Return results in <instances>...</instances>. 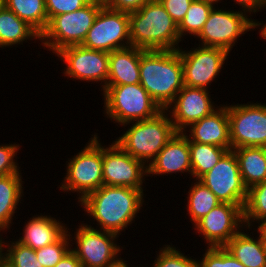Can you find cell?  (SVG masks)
I'll return each mask as SVG.
<instances>
[{
  "label": "cell",
  "instance_id": "1",
  "mask_svg": "<svg viewBox=\"0 0 266 267\" xmlns=\"http://www.w3.org/2000/svg\"><path fill=\"white\" fill-rule=\"evenodd\" d=\"M144 191L146 189L102 185L78 204L86 218L88 216L87 220L90 219L87 225L122 236L136 218H140L138 214L145 208L143 205L149 204L145 201Z\"/></svg>",
  "mask_w": 266,
  "mask_h": 267
},
{
  "label": "cell",
  "instance_id": "2",
  "mask_svg": "<svg viewBox=\"0 0 266 267\" xmlns=\"http://www.w3.org/2000/svg\"><path fill=\"white\" fill-rule=\"evenodd\" d=\"M140 84L165 110L184 86L178 50L140 49Z\"/></svg>",
  "mask_w": 266,
  "mask_h": 267
},
{
  "label": "cell",
  "instance_id": "3",
  "mask_svg": "<svg viewBox=\"0 0 266 267\" xmlns=\"http://www.w3.org/2000/svg\"><path fill=\"white\" fill-rule=\"evenodd\" d=\"M131 46L143 50H178L183 44L178 24L159 0L144 4L129 13Z\"/></svg>",
  "mask_w": 266,
  "mask_h": 267
},
{
  "label": "cell",
  "instance_id": "4",
  "mask_svg": "<svg viewBox=\"0 0 266 267\" xmlns=\"http://www.w3.org/2000/svg\"><path fill=\"white\" fill-rule=\"evenodd\" d=\"M121 127L124 131L113 141L146 166L177 132L165 110L154 118L126 123Z\"/></svg>",
  "mask_w": 266,
  "mask_h": 267
},
{
  "label": "cell",
  "instance_id": "5",
  "mask_svg": "<svg viewBox=\"0 0 266 267\" xmlns=\"http://www.w3.org/2000/svg\"><path fill=\"white\" fill-rule=\"evenodd\" d=\"M65 163V176L58 185L62 193H75L77 204L88 194L104 185L102 139L94 131L87 144L67 159Z\"/></svg>",
  "mask_w": 266,
  "mask_h": 267
},
{
  "label": "cell",
  "instance_id": "6",
  "mask_svg": "<svg viewBox=\"0 0 266 267\" xmlns=\"http://www.w3.org/2000/svg\"><path fill=\"white\" fill-rule=\"evenodd\" d=\"M101 95L103 116L118 128L126 123L154 118L163 110L140 83L105 86Z\"/></svg>",
  "mask_w": 266,
  "mask_h": 267
},
{
  "label": "cell",
  "instance_id": "7",
  "mask_svg": "<svg viewBox=\"0 0 266 267\" xmlns=\"http://www.w3.org/2000/svg\"><path fill=\"white\" fill-rule=\"evenodd\" d=\"M104 5L102 0H91L81 9L54 16L41 34L39 47L55 55L67 46L81 45Z\"/></svg>",
  "mask_w": 266,
  "mask_h": 267
},
{
  "label": "cell",
  "instance_id": "8",
  "mask_svg": "<svg viewBox=\"0 0 266 267\" xmlns=\"http://www.w3.org/2000/svg\"><path fill=\"white\" fill-rule=\"evenodd\" d=\"M80 222L76 227L67 228V232L71 250L76 254L82 267H107L123 254L122 250L126 247L120 245L121 241L117 242L120 240L119 235L90 227L83 223L85 221Z\"/></svg>",
  "mask_w": 266,
  "mask_h": 267
},
{
  "label": "cell",
  "instance_id": "9",
  "mask_svg": "<svg viewBox=\"0 0 266 267\" xmlns=\"http://www.w3.org/2000/svg\"><path fill=\"white\" fill-rule=\"evenodd\" d=\"M222 5L214 6L209 13L200 33L195 37L198 40L196 45L204 47H218L227 50L229 53L238 44L242 36L247 32H253V19L242 10H231Z\"/></svg>",
  "mask_w": 266,
  "mask_h": 267
},
{
  "label": "cell",
  "instance_id": "10",
  "mask_svg": "<svg viewBox=\"0 0 266 267\" xmlns=\"http://www.w3.org/2000/svg\"><path fill=\"white\" fill-rule=\"evenodd\" d=\"M189 48L190 46L178 48L183 66L184 85L211 90V84L220 79L222 70H225L224 66L228 65L230 53L223 48L196 46L195 43L193 48Z\"/></svg>",
  "mask_w": 266,
  "mask_h": 267
},
{
  "label": "cell",
  "instance_id": "11",
  "mask_svg": "<svg viewBox=\"0 0 266 267\" xmlns=\"http://www.w3.org/2000/svg\"><path fill=\"white\" fill-rule=\"evenodd\" d=\"M231 150L266 147V103L227 104Z\"/></svg>",
  "mask_w": 266,
  "mask_h": 267
},
{
  "label": "cell",
  "instance_id": "12",
  "mask_svg": "<svg viewBox=\"0 0 266 267\" xmlns=\"http://www.w3.org/2000/svg\"><path fill=\"white\" fill-rule=\"evenodd\" d=\"M55 56L65 64L60 70L64 77L75 82L99 83L100 92L104 90L109 74V53L73 45L62 48Z\"/></svg>",
  "mask_w": 266,
  "mask_h": 267
},
{
  "label": "cell",
  "instance_id": "13",
  "mask_svg": "<svg viewBox=\"0 0 266 267\" xmlns=\"http://www.w3.org/2000/svg\"><path fill=\"white\" fill-rule=\"evenodd\" d=\"M129 13L116 11L104 5L89 29L83 47L103 52L131 46Z\"/></svg>",
  "mask_w": 266,
  "mask_h": 267
},
{
  "label": "cell",
  "instance_id": "14",
  "mask_svg": "<svg viewBox=\"0 0 266 267\" xmlns=\"http://www.w3.org/2000/svg\"><path fill=\"white\" fill-rule=\"evenodd\" d=\"M103 144L102 142L104 185L146 189L147 166L129 155L115 141Z\"/></svg>",
  "mask_w": 266,
  "mask_h": 267
},
{
  "label": "cell",
  "instance_id": "15",
  "mask_svg": "<svg viewBox=\"0 0 266 267\" xmlns=\"http://www.w3.org/2000/svg\"><path fill=\"white\" fill-rule=\"evenodd\" d=\"M243 208L244 205L219 203L192 230L203 237L206 247H224L245 226Z\"/></svg>",
  "mask_w": 266,
  "mask_h": 267
},
{
  "label": "cell",
  "instance_id": "16",
  "mask_svg": "<svg viewBox=\"0 0 266 267\" xmlns=\"http://www.w3.org/2000/svg\"><path fill=\"white\" fill-rule=\"evenodd\" d=\"M199 181L208 187L221 203L245 205L248 189L242 181L239 163L233 150L227 151Z\"/></svg>",
  "mask_w": 266,
  "mask_h": 267
},
{
  "label": "cell",
  "instance_id": "17",
  "mask_svg": "<svg viewBox=\"0 0 266 267\" xmlns=\"http://www.w3.org/2000/svg\"><path fill=\"white\" fill-rule=\"evenodd\" d=\"M210 93V90L186 85L177 93L165 109L177 132H183L192 123L210 115L219 107Z\"/></svg>",
  "mask_w": 266,
  "mask_h": 267
},
{
  "label": "cell",
  "instance_id": "18",
  "mask_svg": "<svg viewBox=\"0 0 266 267\" xmlns=\"http://www.w3.org/2000/svg\"><path fill=\"white\" fill-rule=\"evenodd\" d=\"M180 173L191 176L189 139L184 132H176L168 143L161 149L156 157L147 166V177L154 178Z\"/></svg>",
  "mask_w": 266,
  "mask_h": 267
},
{
  "label": "cell",
  "instance_id": "19",
  "mask_svg": "<svg viewBox=\"0 0 266 267\" xmlns=\"http://www.w3.org/2000/svg\"><path fill=\"white\" fill-rule=\"evenodd\" d=\"M227 103L226 101V104H219V107L210 115L192 123L183 131L189 142L215 145L231 150Z\"/></svg>",
  "mask_w": 266,
  "mask_h": 267
},
{
  "label": "cell",
  "instance_id": "20",
  "mask_svg": "<svg viewBox=\"0 0 266 267\" xmlns=\"http://www.w3.org/2000/svg\"><path fill=\"white\" fill-rule=\"evenodd\" d=\"M49 213H39L31 216L24 222L22 233L16 236V240L32 248L33 250L40 249L47 245H50L59 240L69 227L67 224L60 221V218L48 215ZM19 238V239H18Z\"/></svg>",
  "mask_w": 266,
  "mask_h": 267
},
{
  "label": "cell",
  "instance_id": "21",
  "mask_svg": "<svg viewBox=\"0 0 266 267\" xmlns=\"http://www.w3.org/2000/svg\"><path fill=\"white\" fill-rule=\"evenodd\" d=\"M140 83V48L129 46L109 52L106 86Z\"/></svg>",
  "mask_w": 266,
  "mask_h": 267
},
{
  "label": "cell",
  "instance_id": "22",
  "mask_svg": "<svg viewBox=\"0 0 266 267\" xmlns=\"http://www.w3.org/2000/svg\"><path fill=\"white\" fill-rule=\"evenodd\" d=\"M224 247L245 267H266L261 236L254 228L244 226Z\"/></svg>",
  "mask_w": 266,
  "mask_h": 267
},
{
  "label": "cell",
  "instance_id": "23",
  "mask_svg": "<svg viewBox=\"0 0 266 267\" xmlns=\"http://www.w3.org/2000/svg\"><path fill=\"white\" fill-rule=\"evenodd\" d=\"M22 179V172L0 177V230L7 233H12L15 213L21 209L20 204L24 202L25 182Z\"/></svg>",
  "mask_w": 266,
  "mask_h": 267
},
{
  "label": "cell",
  "instance_id": "24",
  "mask_svg": "<svg viewBox=\"0 0 266 267\" xmlns=\"http://www.w3.org/2000/svg\"><path fill=\"white\" fill-rule=\"evenodd\" d=\"M39 42L41 35L14 12L3 6L0 10V50L23 45L28 41ZM5 47V48H4Z\"/></svg>",
  "mask_w": 266,
  "mask_h": 267
},
{
  "label": "cell",
  "instance_id": "25",
  "mask_svg": "<svg viewBox=\"0 0 266 267\" xmlns=\"http://www.w3.org/2000/svg\"><path fill=\"white\" fill-rule=\"evenodd\" d=\"M232 150L237 157L241 178L247 189L266 180L265 147H239Z\"/></svg>",
  "mask_w": 266,
  "mask_h": 267
},
{
  "label": "cell",
  "instance_id": "26",
  "mask_svg": "<svg viewBox=\"0 0 266 267\" xmlns=\"http://www.w3.org/2000/svg\"><path fill=\"white\" fill-rule=\"evenodd\" d=\"M187 185L189 186L188 194L186 193L187 200H185L187 202L186 207L183 206V208L187 210L186 216L189 215V222H191L193 226L221 202L201 181L193 179L191 185Z\"/></svg>",
  "mask_w": 266,
  "mask_h": 267
},
{
  "label": "cell",
  "instance_id": "27",
  "mask_svg": "<svg viewBox=\"0 0 266 267\" xmlns=\"http://www.w3.org/2000/svg\"><path fill=\"white\" fill-rule=\"evenodd\" d=\"M4 6L27 22L40 35L49 24L45 0H4Z\"/></svg>",
  "mask_w": 266,
  "mask_h": 267
},
{
  "label": "cell",
  "instance_id": "28",
  "mask_svg": "<svg viewBox=\"0 0 266 267\" xmlns=\"http://www.w3.org/2000/svg\"><path fill=\"white\" fill-rule=\"evenodd\" d=\"M192 180H199L211 170L228 151L215 145L189 142Z\"/></svg>",
  "mask_w": 266,
  "mask_h": 267
},
{
  "label": "cell",
  "instance_id": "29",
  "mask_svg": "<svg viewBox=\"0 0 266 267\" xmlns=\"http://www.w3.org/2000/svg\"><path fill=\"white\" fill-rule=\"evenodd\" d=\"M214 6L211 2L193 0L184 19L178 25L179 37L185 44L187 37L193 39L200 33Z\"/></svg>",
  "mask_w": 266,
  "mask_h": 267
},
{
  "label": "cell",
  "instance_id": "30",
  "mask_svg": "<svg viewBox=\"0 0 266 267\" xmlns=\"http://www.w3.org/2000/svg\"><path fill=\"white\" fill-rule=\"evenodd\" d=\"M244 225L258 227L266 221V180L247 190V199L243 208Z\"/></svg>",
  "mask_w": 266,
  "mask_h": 267
},
{
  "label": "cell",
  "instance_id": "31",
  "mask_svg": "<svg viewBox=\"0 0 266 267\" xmlns=\"http://www.w3.org/2000/svg\"><path fill=\"white\" fill-rule=\"evenodd\" d=\"M5 241L4 264L8 267H43L37 260L35 250L25 246L14 237ZM11 239V240H10Z\"/></svg>",
  "mask_w": 266,
  "mask_h": 267
},
{
  "label": "cell",
  "instance_id": "32",
  "mask_svg": "<svg viewBox=\"0 0 266 267\" xmlns=\"http://www.w3.org/2000/svg\"><path fill=\"white\" fill-rule=\"evenodd\" d=\"M171 244V245H170ZM170 244H163L156 251V257L152 264L154 267H199L198 259L185 254L177 246ZM189 256V257H188ZM193 257V258H192Z\"/></svg>",
  "mask_w": 266,
  "mask_h": 267
},
{
  "label": "cell",
  "instance_id": "33",
  "mask_svg": "<svg viewBox=\"0 0 266 267\" xmlns=\"http://www.w3.org/2000/svg\"><path fill=\"white\" fill-rule=\"evenodd\" d=\"M70 249L71 241L66 232L56 242L35 250V254L43 267H54Z\"/></svg>",
  "mask_w": 266,
  "mask_h": 267
},
{
  "label": "cell",
  "instance_id": "34",
  "mask_svg": "<svg viewBox=\"0 0 266 267\" xmlns=\"http://www.w3.org/2000/svg\"><path fill=\"white\" fill-rule=\"evenodd\" d=\"M199 267H245L225 247H205L202 249Z\"/></svg>",
  "mask_w": 266,
  "mask_h": 267
},
{
  "label": "cell",
  "instance_id": "35",
  "mask_svg": "<svg viewBox=\"0 0 266 267\" xmlns=\"http://www.w3.org/2000/svg\"><path fill=\"white\" fill-rule=\"evenodd\" d=\"M19 143L0 144V177L9 174H18L22 170L18 164L17 153L21 150ZM16 158V159H15Z\"/></svg>",
  "mask_w": 266,
  "mask_h": 267
},
{
  "label": "cell",
  "instance_id": "36",
  "mask_svg": "<svg viewBox=\"0 0 266 267\" xmlns=\"http://www.w3.org/2000/svg\"><path fill=\"white\" fill-rule=\"evenodd\" d=\"M91 0H45L46 12L50 21L54 16L81 9Z\"/></svg>",
  "mask_w": 266,
  "mask_h": 267
},
{
  "label": "cell",
  "instance_id": "37",
  "mask_svg": "<svg viewBox=\"0 0 266 267\" xmlns=\"http://www.w3.org/2000/svg\"><path fill=\"white\" fill-rule=\"evenodd\" d=\"M172 19L179 25L193 0H159Z\"/></svg>",
  "mask_w": 266,
  "mask_h": 267
},
{
  "label": "cell",
  "instance_id": "38",
  "mask_svg": "<svg viewBox=\"0 0 266 267\" xmlns=\"http://www.w3.org/2000/svg\"><path fill=\"white\" fill-rule=\"evenodd\" d=\"M152 0H105L104 4L113 10L132 13Z\"/></svg>",
  "mask_w": 266,
  "mask_h": 267
},
{
  "label": "cell",
  "instance_id": "39",
  "mask_svg": "<svg viewBox=\"0 0 266 267\" xmlns=\"http://www.w3.org/2000/svg\"><path fill=\"white\" fill-rule=\"evenodd\" d=\"M236 4L240 7L239 10L246 12L252 18L254 14L256 16L258 12L266 10V0H234L233 5Z\"/></svg>",
  "mask_w": 266,
  "mask_h": 267
},
{
  "label": "cell",
  "instance_id": "40",
  "mask_svg": "<svg viewBox=\"0 0 266 267\" xmlns=\"http://www.w3.org/2000/svg\"><path fill=\"white\" fill-rule=\"evenodd\" d=\"M54 267H82L76 254L70 249Z\"/></svg>",
  "mask_w": 266,
  "mask_h": 267
},
{
  "label": "cell",
  "instance_id": "41",
  "mask_svg": "<svg viewBox=\"0 0 266 267\" xmlns=\"http://www.w3.org/2000/svg\"><path fill=\"white\" fill-rule=\"evenodd\" d=\"M266 22V20H265ZM263 20L258 21L257 19L253 18V25H252V29L253 31H256V29L258 30L257 35L259 34L260 36V40L264 39V41H266V23Z\"/></svg>",
  "mask_w": 266,
  "mask_h": 267
},
{
  "label": "cell",
  "instance_id": "42",
  "mask_svg": "<svg viewBox=\"0 0 266 267\" xmlns=\"http://www.w3.org/2000/svg\"><path fill=\"white\" fill-rule=\"evenodd\" d=\"M0 230V267L4 264V257H5V239H8V235L6 236L7 232ZM4 233V234H3ZM5 235V236H3ZM3 236V237H2ZM6 237V238H4Z\"/></svg>",
  "mask_w": 266,
  "mask_h": 267
},
{
  "label": "cell",
  "instance_id": "43",
  "mask_svg": "<svg viewBox=\"0 0 266 267\" xmlns=\"http://www.w3.org/2000/svg\"><path fill=\"white\" fill-rule=\"evenodd\" d=\"M121 257L122 255L114 263L109 264L107 267H130V263L126 260V257Z\"/></svg>",
  "mask_w": 266,
  "mask_h": 267
},
{
  "label": "cell",
  "instance_id": "44",
  "mask_svg": "<svg viewBox=\"0 0 266 267\" xmlns=\"http://www.w3.org/2000/svg\"><path fill=\"white\" fill-rule=\"evenodd\" d=\"M254 230H256V232H258L261 236V240H262V243H263V247H264V250H265V253H266V233L258 226L257 228L254 227Z\"/></svg>",
  "mask_w": 266,
  "mask_h": 267
},
{
  "label": "cell",
  "instance_id": "45",
  "mask_svg": "<svg viewBox=\"0 0 266 267\" xmlns=\"http://www.w3.org/2000/svg\"><path fill=\"white\" fill-rule=\"evenodd\" d=\"M204 1H207V2H211V3H213L214 5H219L220 7H221V5H220V3L223 5L224 3H222V2H225V1H223V0H204ZM222 1V2H221ZM219 3V4H218Z\"/></svg>",
  "mask_w": 266,
  "mask_h": 267
},
{
  "label": "cell",
  "instance_id": "46",
  "mask_svg": "<svg viewBox=\"0 0 266 267\" xmlns=\"http://www.w3.org/2000/svg\"><path fill=\"white\" fill-rule=\"evenodd\" d=\"M259 227L266 233V221L260 224Z\"/></svg>",
  "mask_w": 266,
  "mask_h": 267
},
{
  "label": "cell",
  "instance_id": "47",
  "mask_svg": "<svg viewBox=\"0 0 266 267\" xmlns=\"http://www.w3.org/2000/svg\"><path fill=\"white\" fill-rule=\"evenodd\" d=\"M144 265H145V266H143V264L141 265V263H140L139 267H148L146 264H144ZM132 266L135 267L134 265L131 264V267H132ZM136 267H138V265H137ZM149 267H150V266H149ZM151 267H154V266L152 265Z\"/></svg>",
  "mask_w": 266,
  "mask_h": 267
},
{
  "label": "cell",
  "instance_id": "48",
  "mask_svg": "<svg viewBox=\"0 0 266 267\" xmlns=\"http://www.w3.org/2000/svg\"><path fill=\"white\" fill-rule=\"evenodd\" d=\"M4 6V0H0V10Z\"/></svg>",
  "mask_w": 266,
  "mask_h": 267
}]
</instances>
